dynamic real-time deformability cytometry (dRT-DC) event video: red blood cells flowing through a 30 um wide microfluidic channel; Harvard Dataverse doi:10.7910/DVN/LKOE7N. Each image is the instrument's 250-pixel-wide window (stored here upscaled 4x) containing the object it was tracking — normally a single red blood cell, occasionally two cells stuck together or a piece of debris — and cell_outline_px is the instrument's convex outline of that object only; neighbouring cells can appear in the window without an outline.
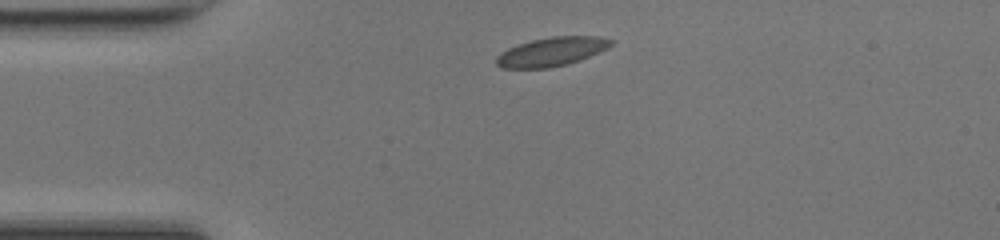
{"species": "common noctule bat (a hibernating species)", "species_latin": "Nyctalus noctula", "temperature_condition": "room temperature", "stored_images_in_passage": 39, "camera_frame_rate_fps": 3000, "um_per_image_px": 0.085, "animal": {"sex": "female", "body_mass_g": 17.0, "forearm_length_mm": 48.0}, "frame": {"image": 1, "passage_image": 1, "time_ms": 0.0, "image_size_px": [1000, 240], "cell_outline_px": [[612, 44], [608, 48], [580, 60], [548, 68], [504, 68], [496, 64], [496, 56], [500, 52], [508, 48], [532, 40], [552, 36], [596, 36], [612, 40]], "centroid_in_image_um": [46.87, 4.39], "position_along_channel_um": 38.1, "area_um2": 19.07}}
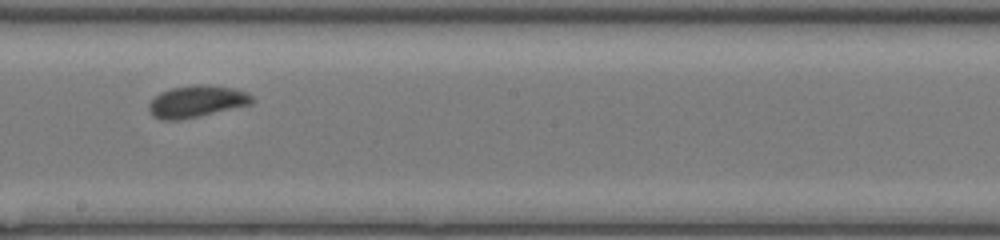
{"frame": {"image": 2, "passage_image": 17, "time_ms": 5.333, "image_size_px": [1000, 240], "cell_outline_px": [[256, 100], [252, 104], [200, 116], [180, 120], [160, 120], [152, 116], [148, 112], [148, 104], [160, 92], [172, 88], [192, 84], [208, 84], [236, 88], [248, 92]], "centroid_in_image_um": [16.73, 8.62], "position_along_channel_um": 231.5, "area_um2": 19.59}}
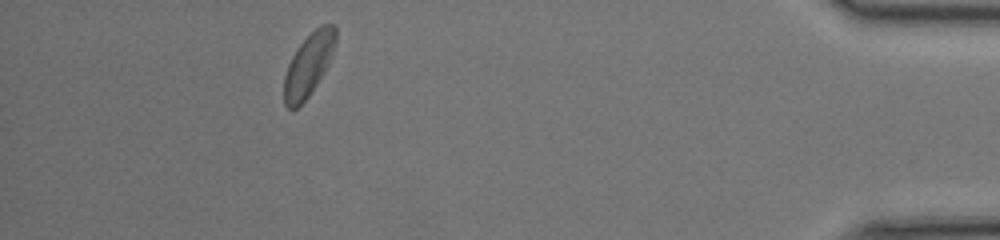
{"frame": {"image": 3, "passage_image": 34, "time_ms": 11.0, "image_size_px": [1000, 240], "cell_outline_px": [[336, 44], [328, 64], [316, 84], [308, 96], [296, 108], [288, 108], [284, 104], [284, 76], [288, 64], [296, 48], [320, 24], [332, 24], [336, 28]], "centroid_in_image_um": [26.22, 5.48], "position_along_channel_um": 409.0, "area_um2": 18.55}, "authors_computed_cell_mechanics": {"area_um2": 18.7272, "velocity_mm_per_s": 4.2213, "shape_relaxation_time_tau1_ms": 3.064, "shape_relaxation_time_tau2_ms": 1.041, "deformation_change_tau1": 0.1146, "deformation_change_tau2": 0.0414}}